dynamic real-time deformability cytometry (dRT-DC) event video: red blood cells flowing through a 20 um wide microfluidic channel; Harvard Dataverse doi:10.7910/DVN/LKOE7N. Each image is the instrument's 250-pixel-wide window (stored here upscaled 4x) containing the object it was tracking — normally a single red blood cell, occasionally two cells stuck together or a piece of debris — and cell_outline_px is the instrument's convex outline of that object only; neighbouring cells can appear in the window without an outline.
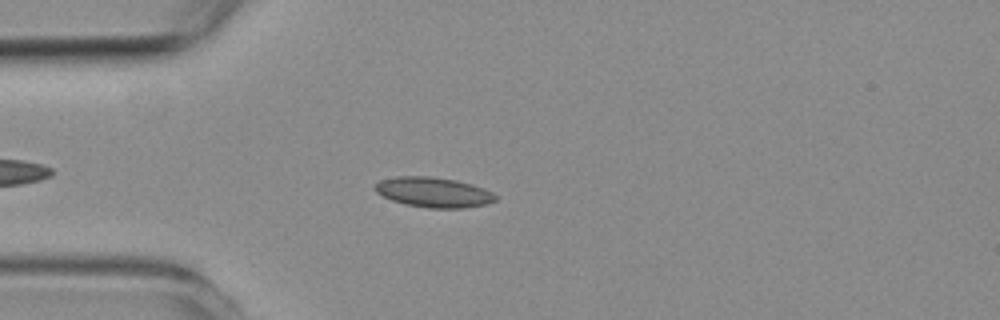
{"species": "common noctule bat (a hibernating species)", "species_latin": "Nyctalus noctula", "temperature_condition": "room temperature", "stored_images_in_passage": 5, "camera_frame_rate_fps": 3000, "um_per_image_px": 0.085, "animal": {"sex": "female", "body_mass_g": 19.3, "forearm_length_mm": 54.1}, "frame": {"image": 1, "passage_image": 4, "time_ms": 4.333, "image_size_px": [1000, 320], "cell_outline_px": [[496, 200], [484, 204], [464, 208], [428, 208], [404, 204], [392, 200], [376, 192], [372, 188], [380, 180], [396, 176], [428, 176], [456, 180], [472, 184], [484, 188], [492, 192], [496, 196]], "centroid_in_image_um": [36.83, 16.34], "position_along_channel_um": 48.2, "area_um2": 21.1}}